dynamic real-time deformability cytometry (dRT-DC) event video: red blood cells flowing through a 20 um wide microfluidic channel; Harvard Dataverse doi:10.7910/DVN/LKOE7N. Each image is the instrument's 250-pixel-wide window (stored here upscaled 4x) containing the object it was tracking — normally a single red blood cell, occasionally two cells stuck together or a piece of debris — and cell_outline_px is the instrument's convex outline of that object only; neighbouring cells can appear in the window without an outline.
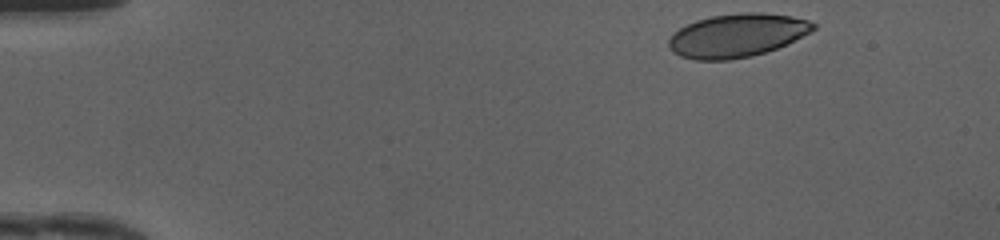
{"species": "human", "species_latin": "Homo sapiens", "temperature_condition": "cold", "stored_images_in_passage": 37, "camera_frame_rate_fps": 3000, "um_per_image_px": 0.085, "donor": {"sex": "female"}, "frame": {"image": 1, "passage_image": 1, "time_ms": 0.0, "image_size_px": [1000, 240], "cell_outline_px": [[816, 28], [776, 48], [752, 56], [728, 60], [696, 60], [680, 56], [672, 52], [668, 48], [668, 40], [680, 28], [696, 20], [712, 16], [740, 12], [760, 12], [792, 16], [808, 20], [816, 24]], "centroid_in_image_um": [62.61, 3.01], "position_along_channel_um": 22.4, "area_um2": 36.24}}
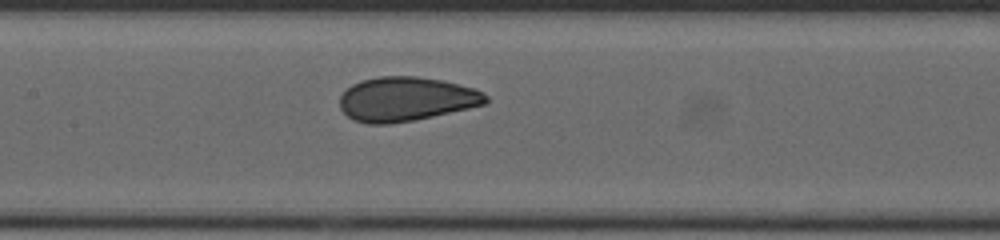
{"frame": {"image": 2, "passage_image": 19, "time_ms": 6.0, "image_size_px": [1000, 240], "cell_outline_px": [[488, 100], [484, 104], [468, 108], [432, 116], [412, 120], [388, 124], [368, 124], [352, 120], [340, 108], [340, 96], [352, 84], [360, 80], [380, 76], [416, 76], [444, 80], [472, 88], [484, 92], [488, 96]], "centroid_in_image_um": [34.5, 8.41], "position_along_channel_um": 172.9, "area_um2": 37.57}}
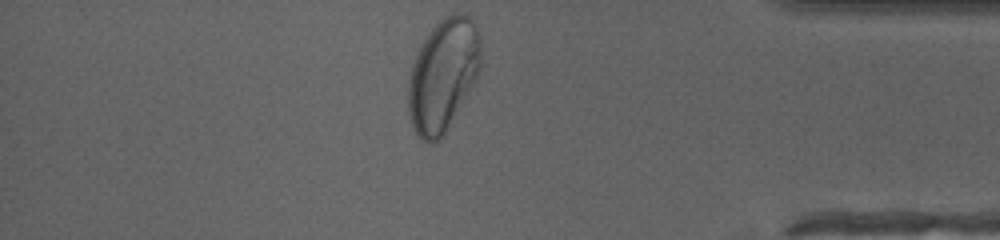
{"frame": {"image": 3, "passage_image": 37, "time_ms": 12.0, "image_size_px": [1000, 240], "cell_outline_px": [[480, 72], [476, 80], [444, 136], [440, 140], [432, 144], [428, 144], [416, 132], [412, 124], [408, 112], [408, 84], [412, 64], [424, 40], [432, 28], [440, 20], [452, 12], [456, 12], [472, 16], [480, 36]], "centroid_in_image_um": [37.68, 6.39], "position_along_channel_um": 397.5, "area_um2": 47.74}, "authors_computed_cell_mechanics": {"area_um2": 37.57, "velocity_mm_per_s": 4.1859, "shape_relaxation_time_tau1_ms": 4.9692, "shape_relaxation_time_tau2_ms": null, "deformation_change_tau1": 0.1658, "deformation_change_tau2": null}}